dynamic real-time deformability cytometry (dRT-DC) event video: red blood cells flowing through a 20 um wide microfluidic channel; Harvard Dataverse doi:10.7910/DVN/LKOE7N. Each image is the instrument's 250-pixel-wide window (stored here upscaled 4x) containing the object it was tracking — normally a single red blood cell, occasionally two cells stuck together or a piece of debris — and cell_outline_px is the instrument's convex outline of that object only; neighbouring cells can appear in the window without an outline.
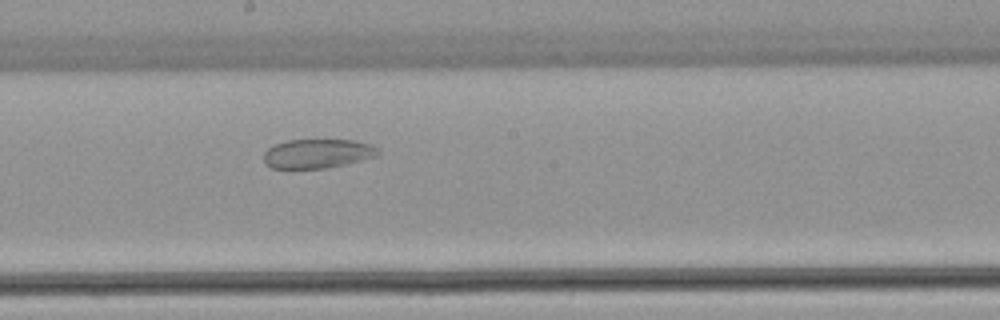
{"species": "common noctule bat (a hibernating species)", "species_latin": "Nyctalus noctula", "temperature_condition": "warm", "stored_images_in_passage": 45, "segment_of_instrument_passage": [2, 2], "camera_frame_rate_fps": 3000, "um_per_image_px": 0.085, "animal": {"sex": "female", "body_mass_g": 22.7, "forearm_length_mm": 54.2}, "frame": {"image": 1, "passage_image": 26, "time_ms": 8.333, "image_size_px": [1000, 320], "cell_outline_px": [[380, 152], [376, 156], [344, 164], [324, 168], [272, 168], [264, 164], [264, 152], [268, 148], [276, 144], [288, 140], [352, 140], [368, 144], [376, 148]], "centroid_in_image_um": [26.93, 13.05], "position_along_channel_um": 221.3, "area_um2": 19.13}}
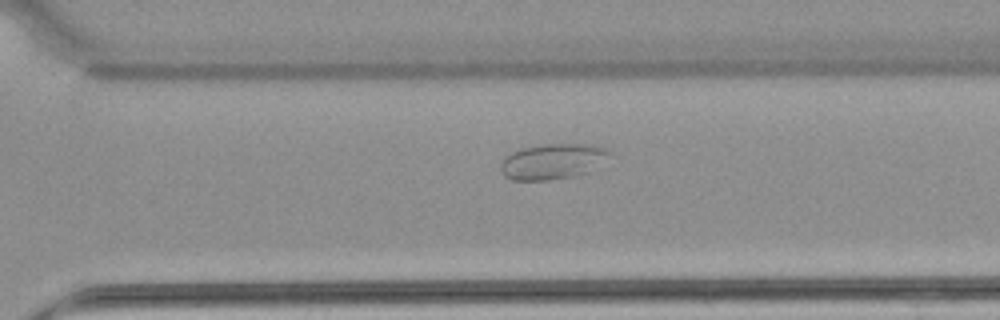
{"frame": {"image": 2, "passage_image": 34, "time_ms": 11.0, "image_size_px": [1000, 320], "cell_outline_px": [[612, 152], [584, 172], [576, 176], [548, 180], [512, 180], [504, 176], [500, 168], [500, 164], [504, 156], [520, 148], [540, 144], [592, 144], [608, 148]], "centroid_in_image_um": [46.87, 13.7], "position_along_channel_um": 323.7, "area_um2": 22.31}}
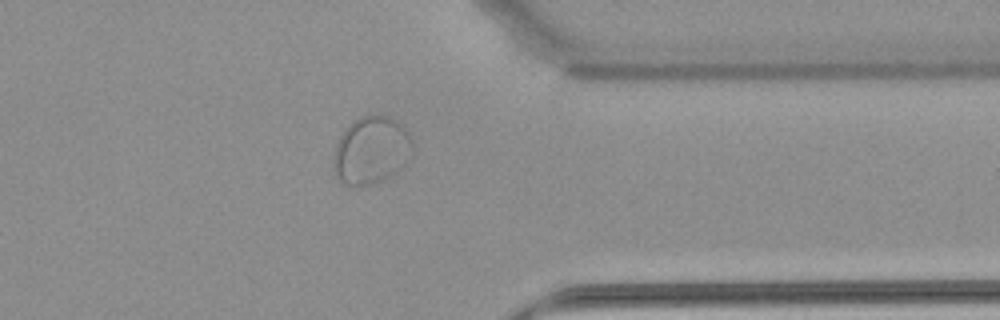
{"frame": {"image": 3, "passage_image": 39, "time_ms": 12.667, "image_size_px": [1000, 320], "cell_outline_px": [[412, 152], [408, 164], [404, 168], [392, 176], [368, 184], [340, 184], [332, 168], [332, 160], [336, 144], [340, 136], [348, 124], [352, 120], [360, 116], [372, 112], [384, 112], [396, 120], [412, 136]], "centroid_in_image_um": [31.57, 12.72], "position_along_channel_um": 379.8, "area_um2": 32.14}}